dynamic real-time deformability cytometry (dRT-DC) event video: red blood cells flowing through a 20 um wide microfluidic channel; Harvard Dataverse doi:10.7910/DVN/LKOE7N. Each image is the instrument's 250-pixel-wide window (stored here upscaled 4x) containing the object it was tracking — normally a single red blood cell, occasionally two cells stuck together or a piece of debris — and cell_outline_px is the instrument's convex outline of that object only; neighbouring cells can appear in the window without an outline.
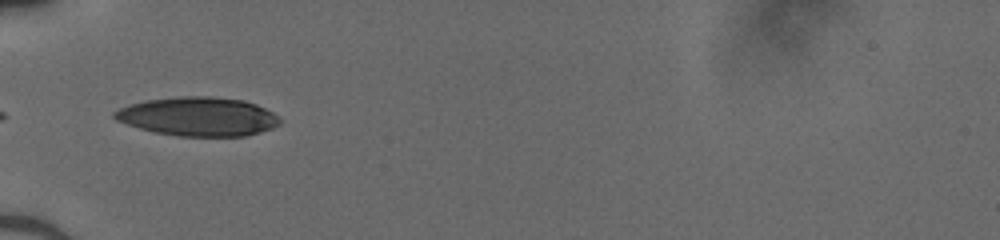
{"species": "human", "species_latin": "Homo sapiens", "temperature_condition": "cold", "stored_images_in_passage": 21, "camera_frame_rate_fps": 3000, "um_per_image_px": 0.085, "donor": {"sex": "male"}, "frame": {"image": 1, "passage_image": 1, "time_ms": 0.0, "image_size_px": [1000, 240], "cell_outline_px": [[280, 124], [272, 128], [260, 132], [244, 136], [180, 136], [156, 132], [140, 128], [116, 120], [112, 116], [112, 112], [120, 108], [144, 100], [176, 96], [212, 96], [244, 100], [256, 104], [272, 112], [280, 120]], "centroid_in_image_um": [16.83, 9.89], "position_along_channel_um": 68.2, "area_um2": 37.4}}
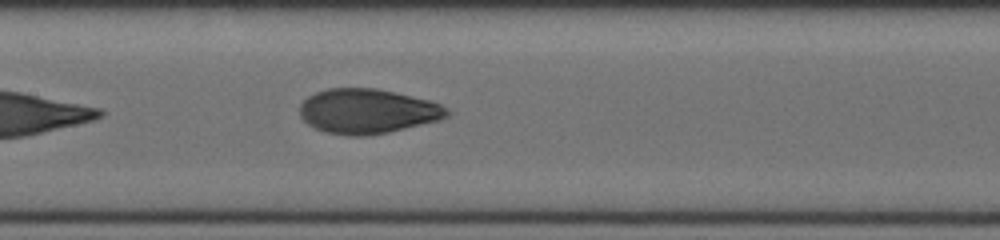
{"frame": {"image": 2, "passage_image": 9, "time_ms": 2.667, "image_size_px": [1000, 240], "cell_outline_px": [[448, 116], [440, 120], [388, 132], [368, 136], [348, 136], [324, 132], [308, 124], [300, 116], [300, 104], [308, 96], [316, 92], [328, 88], [376, 88], [396, 92], [428, 100], [440, 104], [448, 108]], "centroid_in_image_um": [31.22, 9.46], "position_along_channel_um": 176.2, "area_um2": 38.44}}
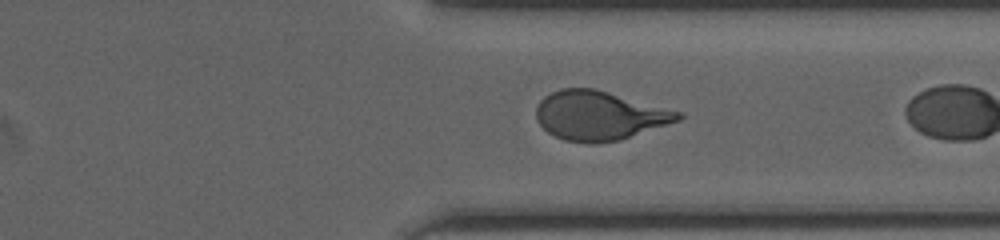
{"frame": {"image": 3, "passage_image": 20, "time_ms": 6.333, "image_size_px": [1000, 240], "cell_outline_px": [[684, 116], [680, 120], [620, 140], [596, 144], [588, 144], [564, 140], [548, 132], [536, 120], [536, 108], [540, 100], [544, 96], [560, 88], [596, 88], [684, 112]], "centroid_in_image_um": [50.96, 9.82], "position_along_channel_um": 360.4, "area_um2": 41.04}}